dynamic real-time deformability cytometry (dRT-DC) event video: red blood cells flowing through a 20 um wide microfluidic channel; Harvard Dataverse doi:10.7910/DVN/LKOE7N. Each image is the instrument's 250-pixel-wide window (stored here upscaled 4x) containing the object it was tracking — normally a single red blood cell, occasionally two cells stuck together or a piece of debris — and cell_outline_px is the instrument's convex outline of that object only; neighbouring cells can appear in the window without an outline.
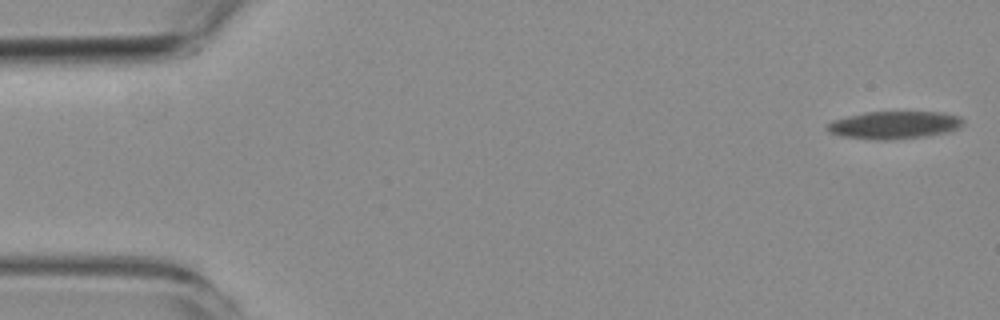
{"species": "common noctule bat (a hibernating species)", "species_latin": "Nyctalus noctula", "temperature_condition": "room temperature", "stored_images_in_passage": 6, "camera_frame_rate_fps": 3000, "um_per_image_px": 0.085, "animal": {"sex": "female", "body_mass_g": 19.3, "forearm_length_mm": 54.1}, "frame": {"image": 1, "passage_image": 1, "time_ms": 0.0, "image_size_px": [1000, 320], "cell_outline_px": [[964, 124], [960, 128], [948, 132], [924, 136], [888, 140], [876, 140], [840, 136], [828, 132], [824, 128], [832, 120], [864, 112], [944, 112], [960, 116], [964, 120]], "centroid_in_image_um": [76.01, 10.62], "position_along_channel_um": 9.0, "area_um2": 22.14}}
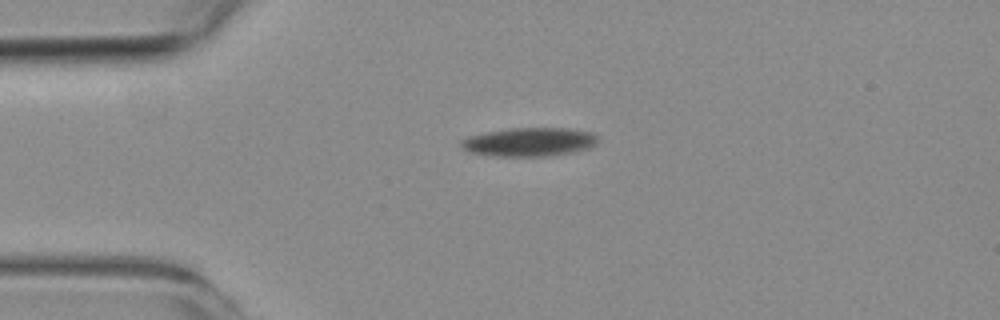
{"frame": {"image": 2, "passage_image": 4, "time_ms": 4.333, "image_size_px": [1000, 320], "cell_outline_px": [[596, 144], [588, 148], [572, 152], [548, 156], [492, 156], [468, 152], [460, 148], [460, 140], [468, 136], [508, 128], [568, 128], [592, 132], [596, 136]], "centroid_in_image_um": [44.93, 12.07], "position_along_channel_um": 40.1, "area_um2": 22.95}}
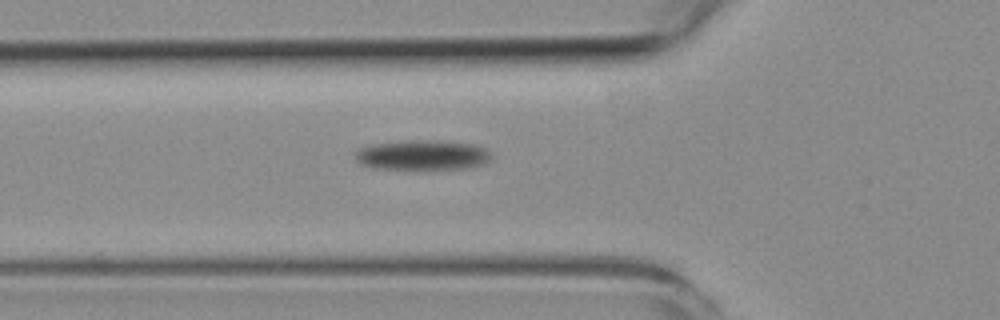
{"frame": {"image": 3, "passage_image": 6, "time_ms": 6.667, "image_size_px": [1000, 320], "cell_outline_px": [[492, 160], [484, 164], [468, 168], [432, 172], [372, 168], [360, 164], [356, 160], [356, 152], [360, 148], [372, 144], [412, 140], [428, 140], [476, 144], [492, 152]], "centroid_in_image_um": [35.96, 13.24], "position_along_channel_um": 89.8, "area_um2": 24.97}}